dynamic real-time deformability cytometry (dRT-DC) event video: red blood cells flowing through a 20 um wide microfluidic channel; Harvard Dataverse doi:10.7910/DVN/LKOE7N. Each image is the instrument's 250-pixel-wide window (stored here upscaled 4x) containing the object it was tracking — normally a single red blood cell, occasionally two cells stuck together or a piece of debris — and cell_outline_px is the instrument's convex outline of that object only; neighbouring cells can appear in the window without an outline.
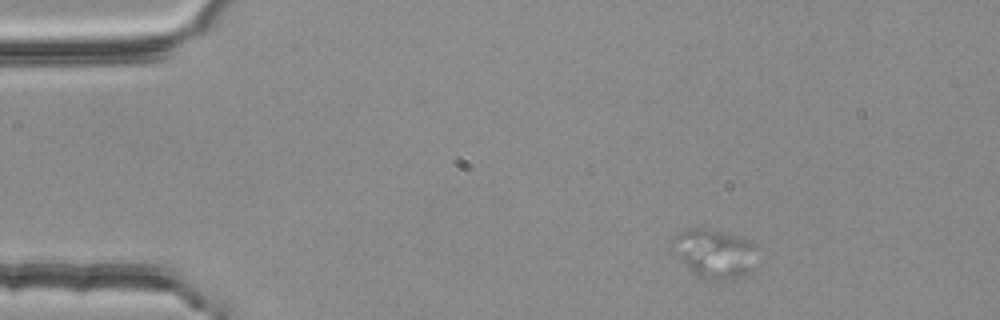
{"species": "common noctule bat (a hibernating species)", "species_latin": "Nyctalus noctula", "temperature_condition": "room temperature", "stored_images_in_passage": 53, "camera_frame_rate_fps": 3000, "um_per_image_px": 0.085, "animal": {"sex": "female", "body_mass_g": 25.1}, "frame": {"image": 1, "passage_image": 8, "time_ms": 2.333, "image_size_px": [1000, 320], "cell_outline_px": [[756, 244], [748, 272], [736, 280], [704, 280], [696, 276], [684, 264], [668, 240], [672, 236], [688, 228], [704, 228], [740, 236]], "centroid_in_image_um": [60.66, 21.54], "position_along_channel_um": 24.3, "area_um2": 24.04}}
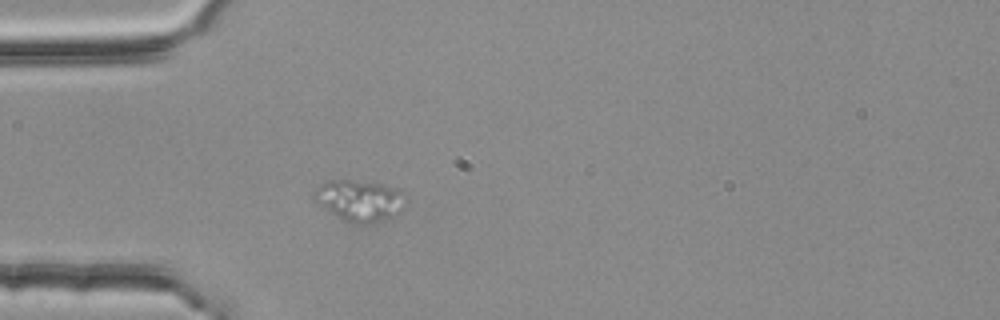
{"frame": {"image": 2, "passage_image": 16, "time_ms": 5.0, "image_size_px": [1000, 320], "cell_outline_px": [[408, 204], [400, 212], [384, 220], [368, 224], [348, 224], [340, 220], [320, 204], [312, 196], [312, 192], [320, 184], [328, 180], [348, 180], [380, 184], [396, 188], [404, 192], [408, 200]], "centroid_in_image_um": [30.6, 17.07], "position_along_channel_um": 54.4, "area_um2": 22.43}}
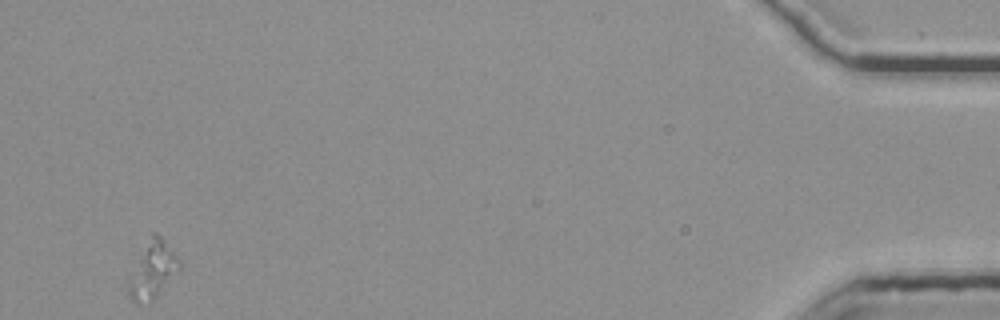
{"frame": {"image": 3, "passage_image": 53, "time_ms": 17.333, "image_size_px": [1000, 320], "cell_outline_px": [[180, 268], [152, 300], [140, 304], [136, 304], [132, 300], [128, 292], [128, 284], [152, 232], [156, 232], [164, 240], [180, 260]], "centroid_in_image_um": [13.0, 22.97], "position_along_channel_um": 422.2, "area_um2": 15.72}}